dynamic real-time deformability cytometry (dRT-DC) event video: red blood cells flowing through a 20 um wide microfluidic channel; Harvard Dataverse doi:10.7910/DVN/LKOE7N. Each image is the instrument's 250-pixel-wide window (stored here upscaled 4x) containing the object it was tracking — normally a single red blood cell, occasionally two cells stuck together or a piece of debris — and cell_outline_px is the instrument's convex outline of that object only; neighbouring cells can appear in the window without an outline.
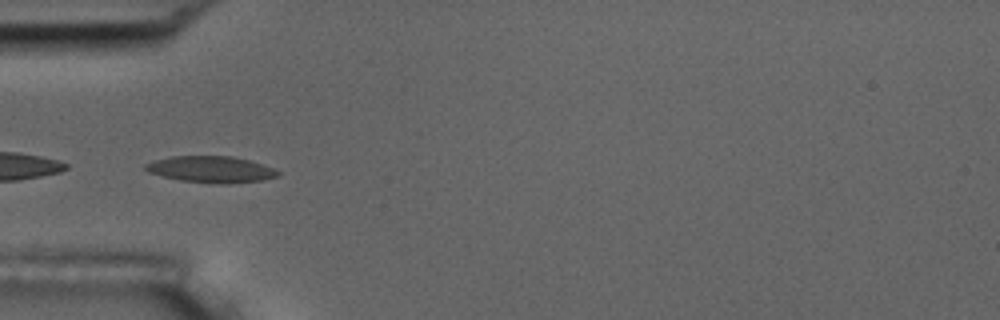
{"species": "common noctule bat (a hibernating species)", "species_latin": "Nyctalus noctula", "temperature_condition": "room temperature", "stored_images_in_passage": 9, "camera_frame_rate_fps": 3000, "um_per_image_px": 0.085, "animal": {"sex": "male", "body_mass_g": 17.5, "forearm_length_mm": 52.3}, "frame": {"image": 1, "passage_image": 4, "time_ms": 3.333, "image_size_px": [1000, 320], "cell_outline_px": [[280, 176], [260, 180], [228, 184], [220, 184], [180, 180], [148, 172], [144, 168], [144, 164], [156, 160], [172, 156], [232, 156], [248, 160], [272, 168], [280, 172]], "centroid_in_image_um": [17.93, 14.4], "position_along_channel_um": 67.1, "area_um2": 20.17}}
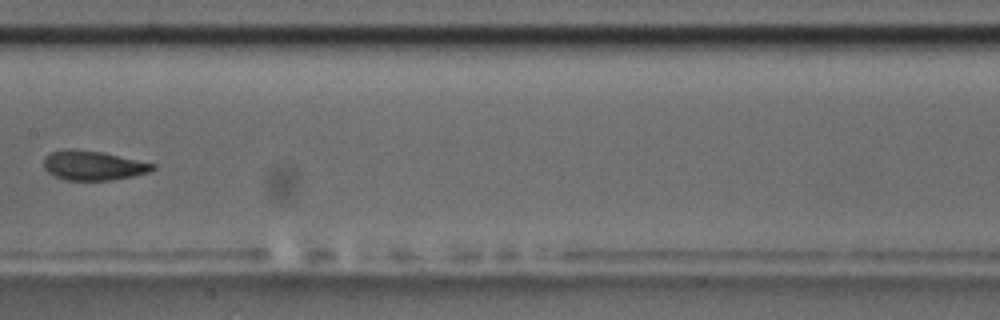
{"frame": {"image": 2, "passage_image": 7, "time_ms": 7.0, "image_size_px": [1000, 320], "cell_outline_px": [[156, 168], [148, 172], [132, 176], [112, 180], [64, 180], [48, 172], [44, 168], [44, 156], [52, 152], [64, 148], [76, 148], [100, 152], [156, 164]], "centroid_in_image_um": [7.88, 14.06], "position_along_channel_um": 199.5, "area_um2": 18.67}}
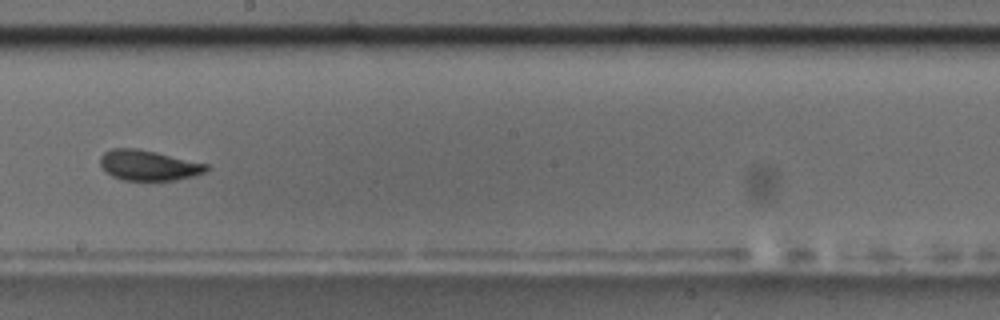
{"frame": {"image": 3, "passage_image": 8, "time_ms": 8.0, "image_size_px": [1000, 320], "cell_outline_px": [[208, 168], [204, 172], [196, 176], [176, 180], [124, 180], [112, 176], [100, 164], [100, 156], [104, 152], [112, 148], [136, 148], [156, 152], [208, 164]], "centroid_in_image_um": [12.63, 14.05], "position_along_channel_um": 235.6, "area_um2": 18.67}}